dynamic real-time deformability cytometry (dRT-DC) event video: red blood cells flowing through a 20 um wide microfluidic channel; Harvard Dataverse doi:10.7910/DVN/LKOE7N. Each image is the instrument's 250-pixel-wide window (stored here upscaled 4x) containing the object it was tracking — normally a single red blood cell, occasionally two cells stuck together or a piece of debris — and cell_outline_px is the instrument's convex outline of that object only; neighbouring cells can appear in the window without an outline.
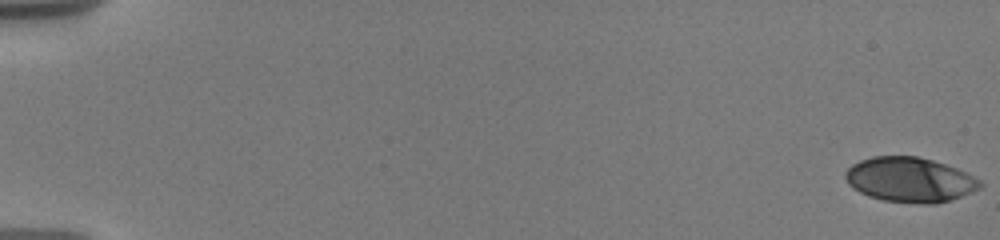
{"species": "human", "species_latin": "Homo sapiens", "temperature_condition": "warm", "stored_images_in_passage": 18, "camera_frame_rate_fps": 3000, "um_per_image_px": 0.085, "donor": {"sex": "male"}, "frame": {"image": 1, "passage_image": 1, "time_ms": 0.0, "image_size_px": [1000, 240], "cell_outline_px": [[984, 184], [980, 188], [960, 196], [936, 204], [920, 204], [884, 200], [868, 196], [852, 188], [848, 184], [844, 176], [844, 172], [852, 164], [860, 160], [872, 156], [916, 156], [932, 160], [956, 168], [980, 180]], "centroid_in_image_um": [77.29, 15.27], "position_along_channel_um": 7.7, "area_um2": 35.08}}
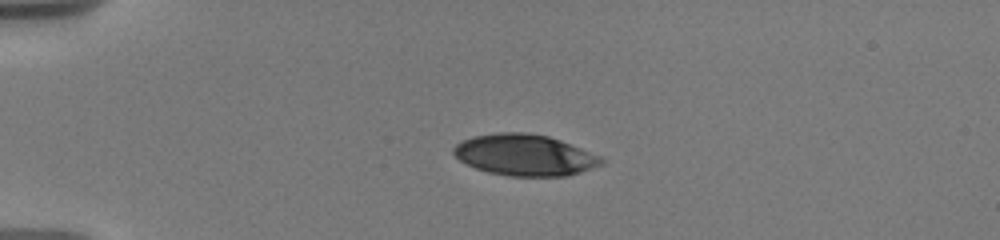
{"frame": {"image": 2, "passage_image": 13, "time_ms": 4.667, "image_size_px": [1000, 240], "cell_outline_px": [[604, 164], [568, 176], [508, 176], [488, 172], [476, 168], [460, 160], [452, 152], [452, 148], [456, 144], [472, 136], [496, 132], [528, 132], [548, 136], [560, 140], [600, 156], [604, 160]], "centroid_in_image_um": [44.59, 13.17], "position_along_channel_um": 40.4, "area_um2": 35.55}}
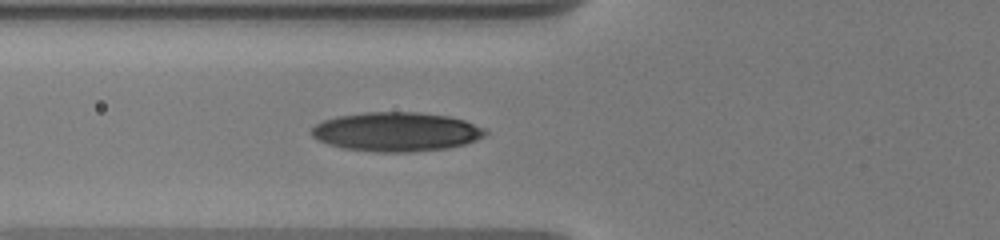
{"frame": {"image": 3, "passage_image": 18, "time_ms": 7.333, "image_size_px": [1000, 240], "cell_outline_px": [[488, 132], [484, 136], [476, 140], [464, 144], [448, 148], [408, 152], [380, 152], [344, 148], [328, 144], [316, 140], [308, 132], [316, 124], [324, 120], [336, 116], [364, 112], [416, 112], [448, 116], [464, 120], [484, 128]], "centroid_in_image_um": [33.65, 11.2], "position_along_channel_um": 92.1, "area_um2": 39.71}}